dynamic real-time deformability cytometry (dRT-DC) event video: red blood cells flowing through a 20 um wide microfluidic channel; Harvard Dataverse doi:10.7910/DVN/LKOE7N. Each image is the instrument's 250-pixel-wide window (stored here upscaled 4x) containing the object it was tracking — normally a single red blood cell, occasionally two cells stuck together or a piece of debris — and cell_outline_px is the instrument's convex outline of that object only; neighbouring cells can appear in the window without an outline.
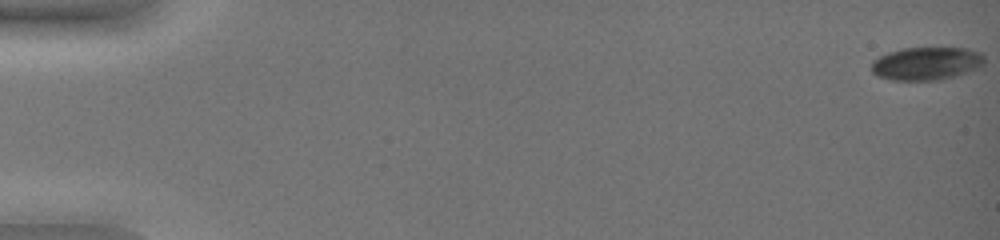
{"species": "common noctule bat (a hibernating species)", "species_latin": "Nyctalus noctula", "temperature_condition": "warm", "stored_images_in_passage": 50, "camera_frame_rate_fps": 3000, "um_per_image_px": 0.085, "animal": {"sex": "female", "body_mass_g": 19.0, "forearm_length_mm": 51.5}, "frame": {"image": 1, "passage_image": 1, "time_ms": 0.0, "image_size_px": [1000, 240], "cell_outline_px": [[984, 64], [980, 68], [956, 76], [940, 80], [892, 80], [876, 76], [872, 72], [872, 60], [888, 52], [904, 48], [968, 48], [980, 52], [984, 56]], "centroid_in_image_um": [78.77, 5.4], "position_along_channel_um": 6.2, "area_um2": 21.96}}
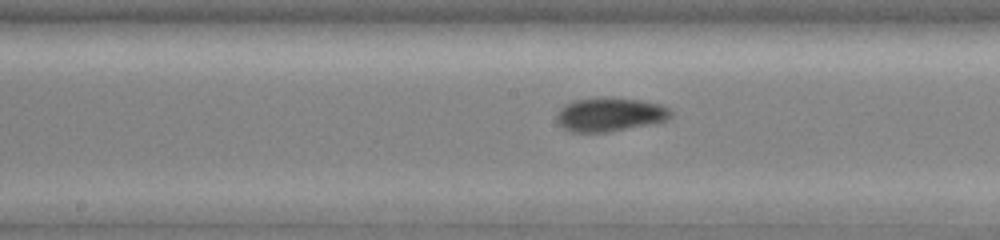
{"frame": {"image": 2, "passage_image": 29, "time_ms": 9.333, "image_size_px": [1000, 240], "cell_outline_px": [[672, 116], [668, 120], [656, 124], [608, 132], [568, 132], [556, 120], [556, 116], [560, 108], [564, 104], [572, 100], [604, 96], [640, 100], [664, 104], [672, 108]], "centroid_in_image_um": [51.9, 9.72], "position_along_channel_um": 196.3, "area_um2": 23.29}}
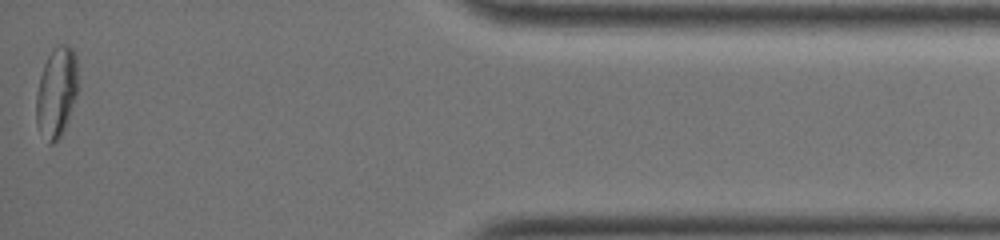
{"frame": {"image": 3, "passage_image": 50, "time_ms": 16.333, "image_size_px": [1000, 240], "cell_outline_px": [[76, 96], [68, 120], [60, 136], [52, 144], [48, 144], [36, 124], [36, 92], [40, 76], [44, 64], [52, 48], [60, 44], [64, 44], [72, 48], [76, 52]], "centroid_in_image_um": [4.78, 7.83], "position_along_channel_um": 430.4, "area_um2": 21.79}, "authors_computed_cell_mechanics": {"area_um2": 21.9351, "velocity_mm_per_s": 4.0, "shape_relaxation_time_tau1_ms": 7.7419, "shape_relaxation_time_tau2_ms": 3.0305, "deformation_change_tau1": 0.1687, "deformation_change_tau2": 0.0676}}